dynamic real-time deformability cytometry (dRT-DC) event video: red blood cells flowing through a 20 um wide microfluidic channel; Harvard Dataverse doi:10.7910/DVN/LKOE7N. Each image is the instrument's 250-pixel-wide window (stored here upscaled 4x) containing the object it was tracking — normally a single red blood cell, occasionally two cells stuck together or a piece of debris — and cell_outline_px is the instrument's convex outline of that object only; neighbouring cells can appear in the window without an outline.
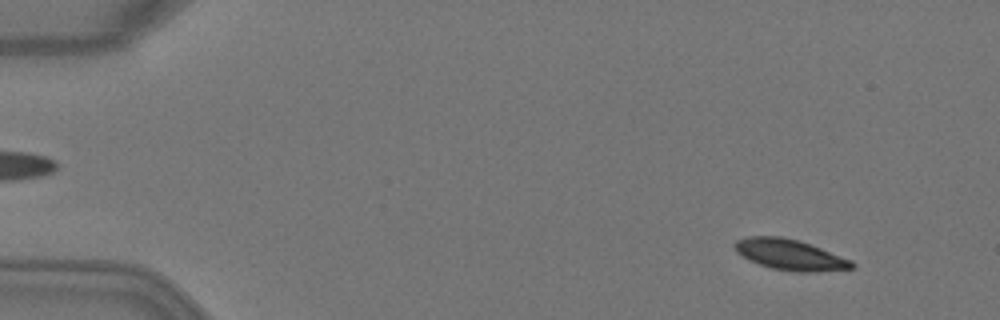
{"species": "Egyptian fruit bat (a non-hibernating species)", "species_latin": "Rousettus aegyptiacus", "temperature_condition": "warm", "stored_images_in_passage": 4, "camera_frame_rate_fps": 3000, "um_per_image_px": 0.085, "animal": {"sex": "female"}, "frame": {"image": 1, "passage_image": 1, "time_ms": 0.0, "image_size_px": [1000, 320], "cell_outline_px": [[856, 264], [852, 268], [816, 272], [796, 272], [772, 268], [748, 260], [736, 252], [732, 244], [736, 240], [748, 236], [780, 236], [796, 240], [820, 248], [852, 260]], "centroid_in_image_um": [67.11, 21.65], "position_along_channel_um": 17.9, "area_um2": 20.87}}
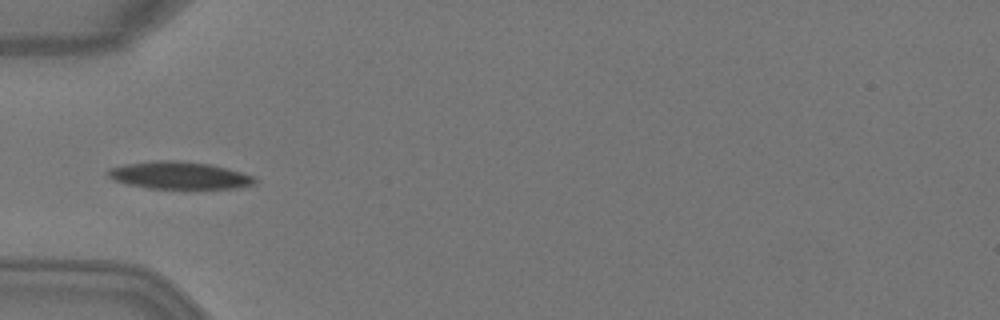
{"frame": {"image": 2, "passage_image": 4, "time_ms": 1.0, "image_size_px": [1000, 320], "cell_outline_px": [[260, 180], [256, 184], [236, 188], [148, 188], [128, 184], [112, 180], [104, 172], [108, 168], [124, 164], [156, 160], [176, 160], [212, 164], [228, 168], [256, 176]], "centroid_in_image_um": [15.26, 14.9], "position_along_channel_um": 69.7, "area_um2": 23.81}}